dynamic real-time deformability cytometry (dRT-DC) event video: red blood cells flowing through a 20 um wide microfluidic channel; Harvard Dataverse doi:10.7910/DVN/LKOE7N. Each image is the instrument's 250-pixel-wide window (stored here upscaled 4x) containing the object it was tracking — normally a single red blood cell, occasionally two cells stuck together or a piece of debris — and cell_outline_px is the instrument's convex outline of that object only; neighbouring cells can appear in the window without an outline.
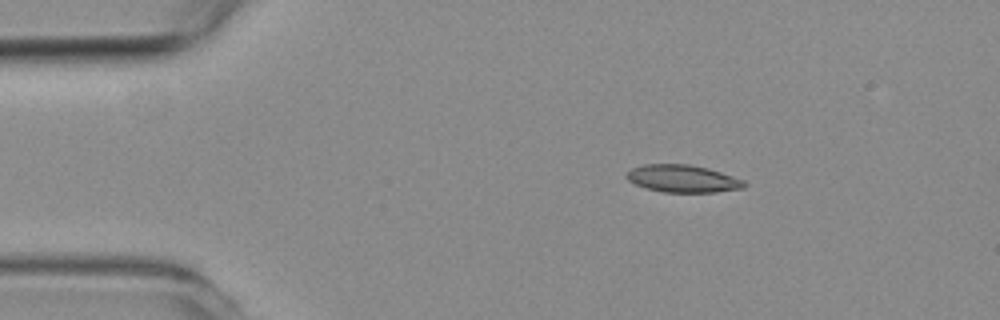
{"species": "common noctule bat (a hibernating species)", "species_latin": "Nyctalus noctula", "temperature_condition": "room temperature", "stored_images_in_passage": 3, "camera_frame_rate_fps": 3000, "um_per_image_px": 0.085, "animal": {"sex": "female", "body_mass_g": 19.3, "forearm_length_mm": 54.1}, "frame": {"image": 1, "passage_image": 1, "time_ms": 0.0, "image_size_px": [1000, 320], "cell_outline_px": [[748, 184], [744, 188], [716, 192], [664, 192], [648, 188], [636, 184], [628, 180], [624, 176], [632, 168], [644, 164], [688, 164], [708, 168], [744, 180]], "centroid_in_image_um": [58.05, 15.18], "position_along_channel_um": 26.9, "area_um2": 18.73}}
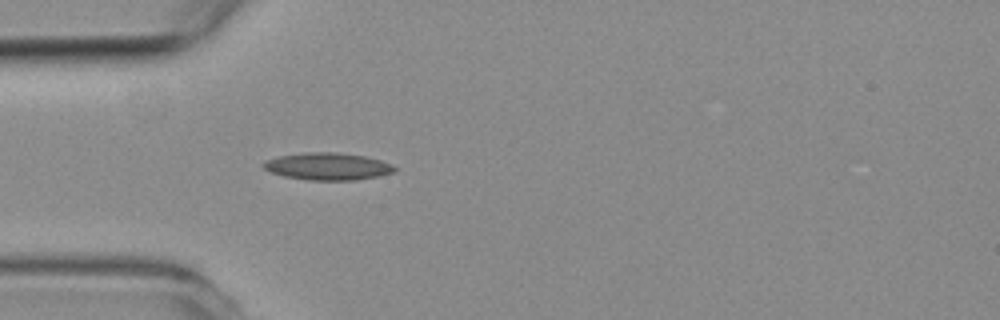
{"frame": {"image": 2, "passage_image": 3, "time_ms": 2.333, "image_size_px": [1000, 320], "cell_outline_px": [[396, 172], [356, 180], [308, 180], [284, 176], [272, 172], [264, 168], [260, 164], [264, 160], [280, 156], [304, 152], [336, 152], [364, 156], [380, 160], [396, 168]], "centroid_in_image_um": [27.81, 14.14], "position_along_channel_um": 57.2, "area_um2": 20.69}}